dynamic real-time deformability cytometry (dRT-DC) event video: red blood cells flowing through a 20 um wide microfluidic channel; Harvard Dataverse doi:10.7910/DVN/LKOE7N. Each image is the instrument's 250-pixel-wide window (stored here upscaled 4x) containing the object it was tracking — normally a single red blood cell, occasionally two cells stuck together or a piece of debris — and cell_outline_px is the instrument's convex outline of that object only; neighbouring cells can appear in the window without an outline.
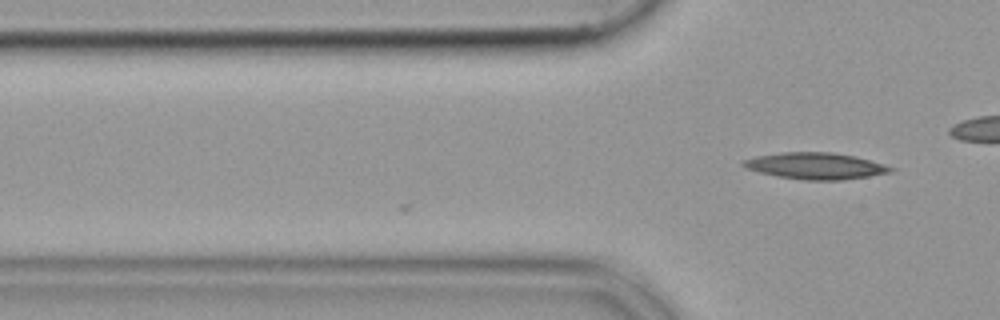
{"species": "common noctule bat (a hibernating species)", "species_latin": "Nyctalus noctula", "temperature_condition": "cold", "stored_images_in_passage": 2, "camera_frame_rate_fps": 3000, "um_per_image_px": 0.085, "animal": {"sex": "female", "body_mass_g": 19.9}, "frame": {"image": 1, "passage_image": 2, "time_ms": 0.333, "image_size_px": [1000, 320], "cell_outline_px": [[896, 168], [892, 172], [868, 176], [840, 180], [804, 180], [780, 176], [760, 172], [748, 168], [740, 164], [744, 160], [756, 156], [780, 152], [832, 152], [852, 156], [884, 164]], "centroid_in_image_um": [69.33, 14.1], "position_along_channel_um": 56.5, "area_um2": 22.43}}